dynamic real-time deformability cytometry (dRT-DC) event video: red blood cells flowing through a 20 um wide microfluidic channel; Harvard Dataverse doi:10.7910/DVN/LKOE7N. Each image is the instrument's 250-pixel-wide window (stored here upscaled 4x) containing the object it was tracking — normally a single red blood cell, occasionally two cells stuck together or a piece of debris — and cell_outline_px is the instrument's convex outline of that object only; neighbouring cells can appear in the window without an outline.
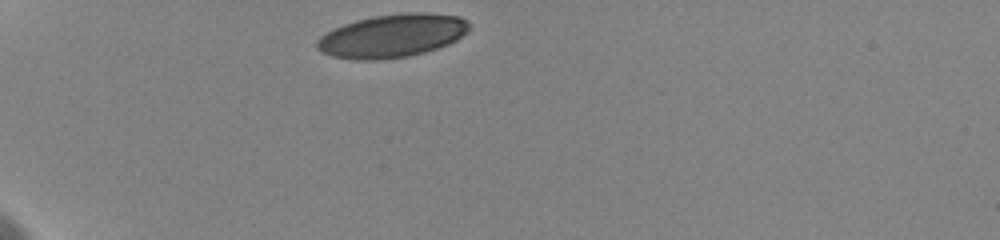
{"species": "human", "species_latin": "Homo sapiens", "temperature_condition": "cold", "stored_images_in_passage": 22, "camera_frame_rate_fps": 3000, "um_per_image_px": 0.085, "donor": {"sex": "female"}, "frame": {"image": 1, "passage_image": 1, "time_ms": 0.0, "image_size_px": [1000, 240], "cell_outline_px": [[468, 32], [456, 40], [448, 44], [424, 52], [408, 56], [376, 60], [356, 60], [332, 56], [320, 52], [316, 48], [316, 40], [320, 36], [344, 24], [356, 20], [376, 16], [400, 12], [424, 12], [460, 16], [468, 24]], "centroid_in_image_um": [33.32, 3.04], "position_along_channel_um": 51.7, "area_um2": 38.26}}
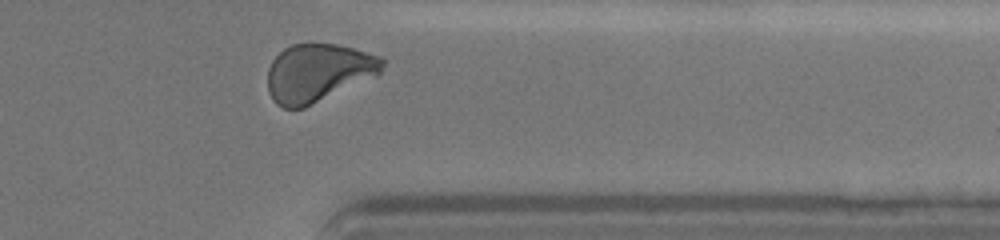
{"frame": {"image": 2, "passage_image": 22, "time_ms": 10.333, "image_size_px": [1000, 240], "cell_outline_px": [[384, 64], [380, 72], [376, 76], [304, 108], [284, 108], [276, 104], [272, 100], [268, 92], [268, 68], [272, 60], [284, 48], [292, 44], [308, 40], [312, 40], [336, 44], [352, 48], [380, 56], [384, 60]], "centroid_in_image_um": [27.01, 6.15], "position_along_channel_um": 384.4, "area_um2": 39.42}, "authors_computed_cell_mechanics": {"area_um2": 39.2751, "velocity_mm_per_s": 3.5796, "shape_relaxation_time_tau1_ms": 2.6769, "shape_relaxation_time_tau2_ms": null, "deformation_change_tau1": 0.1026, "deformation_change_tau2": null}}